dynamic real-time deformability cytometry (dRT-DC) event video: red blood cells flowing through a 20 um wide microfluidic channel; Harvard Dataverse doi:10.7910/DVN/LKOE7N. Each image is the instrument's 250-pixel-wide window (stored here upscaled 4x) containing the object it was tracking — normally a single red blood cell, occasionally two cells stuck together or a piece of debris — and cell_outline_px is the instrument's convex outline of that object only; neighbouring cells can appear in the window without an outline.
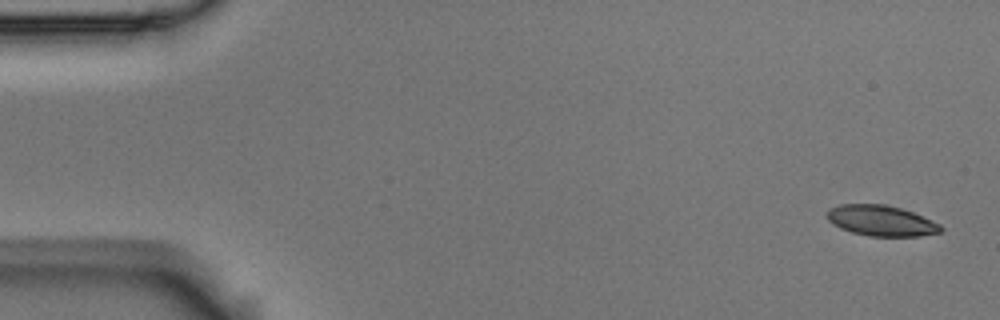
{"species": "Egyptian fruit bat (a non-hibernating species)", "species_latin": "Rousettus aegyptiacus", "temperature_condition": "room temperature", "stored_images_in_passage": 5, "camera_frame_rate_fps": 3000, "um_per_image_px": 0.085, "animal": {"sex": "male"}, "frame": {"image": 1, "passage_image": 1, "time_ms": 0.0, "image_size_px": [1000, 320], "cell_outline_px": [[944, 228], [940, 232], [920, 236], [868, 236], [852, 232], [840, 228], [832, 224], [828, 220], [824, 212], [828, 208], [840, 204], [884, 204], [900, 208], [912, 212], [932, 220], [940, 224]], "centroid_in_image_um": [74.85, 18.75], "position_along_channel_um": 10.1, "area_um2": 20.46}}
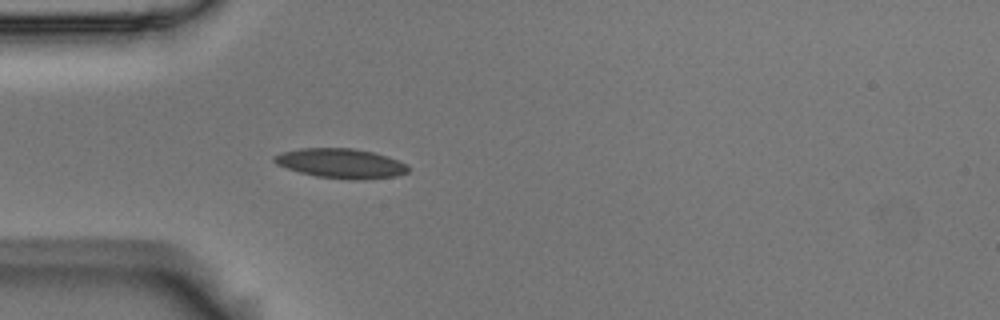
{"frame": {"image": 2, "passage_image": 5, "time_ms": 1.333, "image_size_px": [1000, 320], "cell_outline_px": [[408, 172], [396, 176], [364, 180], [348, 180], [316, 176], [300, 172], [276, 164], [272, 160], [272, 156], [280, 152], [300, 148], [352, 148], [372, 152], [388, 156], [408, 164]], "centroid_in_image_um": [28.97, 13.89], "position_along_channel_um": 56.0, "area_um2": 23.35}}